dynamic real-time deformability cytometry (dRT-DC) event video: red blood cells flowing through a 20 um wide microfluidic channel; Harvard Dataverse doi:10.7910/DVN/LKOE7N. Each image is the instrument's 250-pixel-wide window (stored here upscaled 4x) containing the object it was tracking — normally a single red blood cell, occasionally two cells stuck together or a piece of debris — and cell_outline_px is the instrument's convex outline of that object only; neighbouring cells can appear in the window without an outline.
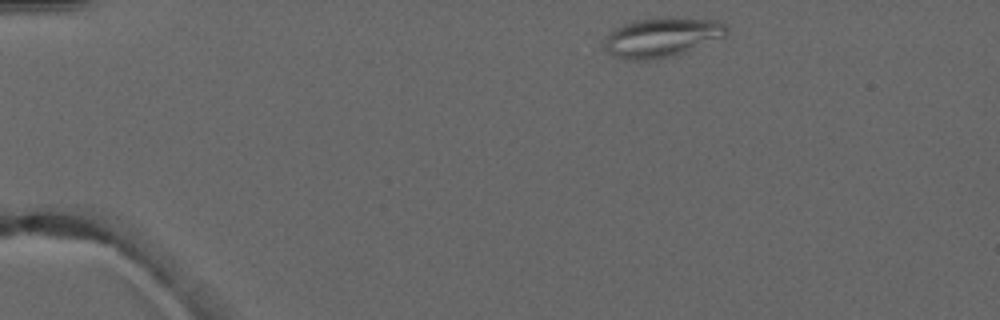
{"species": "common noctule bat (a hibernating species)", "species_latin": "Nyctalus noctula", "temperature_condition": "warm", "stored_images_in_passage": 5, "camera_frame_rate_fps": 3000, "um_per_image_px": 0.085, "animal": {"sex": "male", "forearm_length_mm": 52.5}, "frame": {"image": 1, "passage_image": 1, "time_ms": 0.0, "image_size_px": [1000, 320], "cell_outline_px": [[728, 32], [724, 36], [672, 56], [652, 60], [628, 60], [612, 56], [604, 48], [604, 40], [608, 32], [612, 28], [636, 20], [656, 16], [716, 20], [724, 24], [728, 28]], "centroid_in_image_um": [56.18, 3.15], "position_along_channel_um": 28.8, "area_um2": 28.26}}
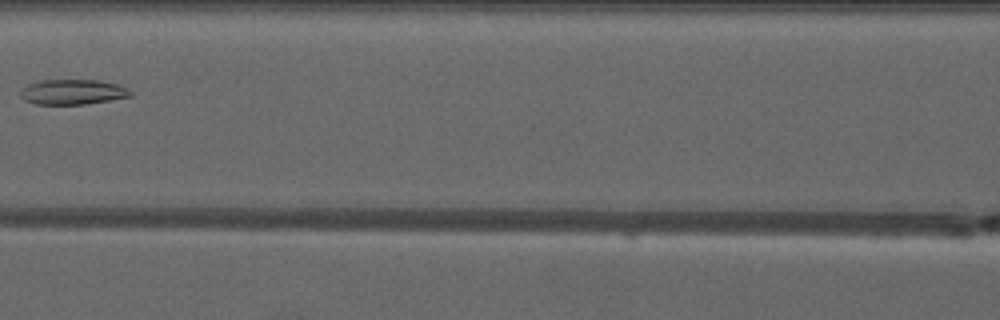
{"frame": {"image": 2, "passage_image": 5, "time_ms": 5.0, "image_size_px": [1000, 320], "cell_outline_px": [[132, 96], [84, 104], [36, 104], [24, 100], [20, 96], [20, 92], [28, 84], [40, 80], [96, 80], [120, 84], [132, 92]], "centroid_in_image_um": [6.18, 7.81], "position_along_channel_um": 160.4, "area_um2": 16.01}}